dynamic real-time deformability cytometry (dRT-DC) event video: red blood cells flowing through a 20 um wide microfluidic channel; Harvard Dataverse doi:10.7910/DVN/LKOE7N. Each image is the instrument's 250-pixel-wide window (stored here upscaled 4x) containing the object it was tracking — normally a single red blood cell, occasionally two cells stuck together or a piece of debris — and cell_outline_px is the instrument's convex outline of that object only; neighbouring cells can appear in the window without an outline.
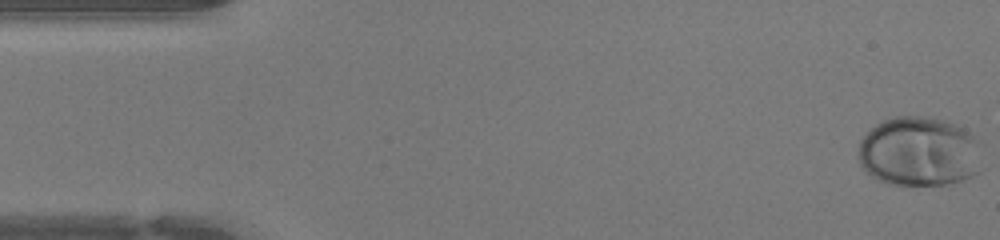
{"species": "human", "species_latin": "Homo sapiens", "temperature_condition": "warm", "stored_images_in_passage": 47, "camera_frame_rate_fps": 3000, "um_per_image_px": 0.085, "donor": {"sex": "female"}, "frame": {"image": 1, "passage_image": 1, "time_ms": 0.0, "image_size_px": [1000, 240], "cell_outline_px": [[984, 168], [980, 172], [972, 176], [948, 184], [888, 184], [872, 176], [860, 164], [860, 140], [876, 124], [884, 120], [896, 116], [928, 116], [944, 120], [956, 124], [964, 128], [980, 140]], "centroid_in_image_um": [78.23, 12.87], "position_along_channel_um": 6.8, "area_um2": 50.69}}
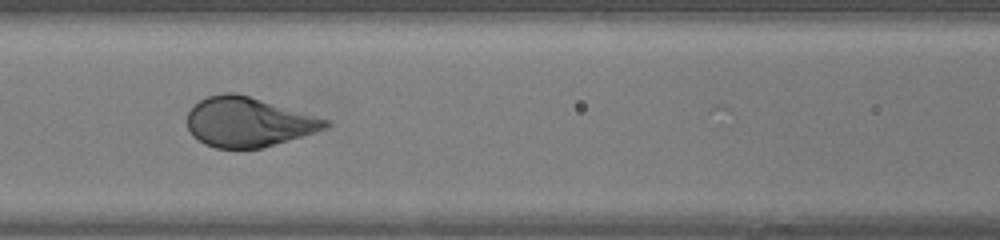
{"frame": {"image": 2, "passage_image": 20, "time_ms": 6.333, "image_size_px": [1000, 240], "cell_outline_px": [[332, 124], [328, 128], [288, 140], [260, 148], [216, 148], [204, 144], [192, 136], [188, 128], [188, 112], [200, 100], [208, 96], [224, 92], [236, 92], [332, 120]], "centroid_in_image_um": [21.13, 10.36], "position_along_channel_um": 145.5, "area_um2": 39.94}}
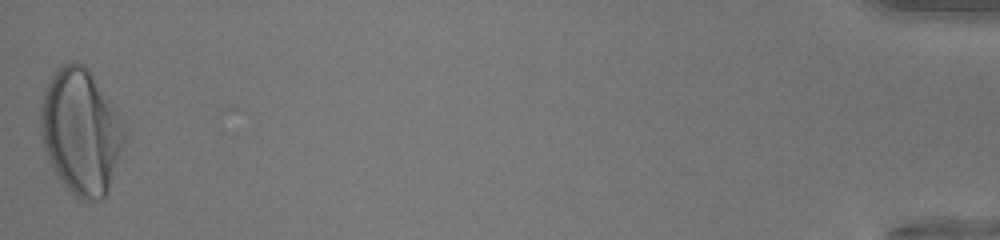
{"frame": {"image": 3, "passage_image": 47, "time_ms": 15.333, "image_size_px": [1000, 240], "cell_outline_px": [[124, 140], [108, 192], [100, 200], [80, 200], [72, 196], [60, 180], [48, 160], [44, 148], [40, 132], [40, 108], [44, 92], [56, 68], [72, 60], [84, 64], [88, 68], [116, 112], [124, 136]], "centroid_in_image_um": [6.82, 11.21], "position_along_channel_um": 428.4, "area_um2": 60.52}, "authors_computed_cell_mechanics": {"area_um2": 42.772, "velocity_mm_per_s": 4.289, "shape_relaxation_time_tau1_ms": 2.4476, "shape_relaxation_time_tau2_ms": null, "deformation_change_tau1": 0.1758, "deformation_change_tau2": null}}